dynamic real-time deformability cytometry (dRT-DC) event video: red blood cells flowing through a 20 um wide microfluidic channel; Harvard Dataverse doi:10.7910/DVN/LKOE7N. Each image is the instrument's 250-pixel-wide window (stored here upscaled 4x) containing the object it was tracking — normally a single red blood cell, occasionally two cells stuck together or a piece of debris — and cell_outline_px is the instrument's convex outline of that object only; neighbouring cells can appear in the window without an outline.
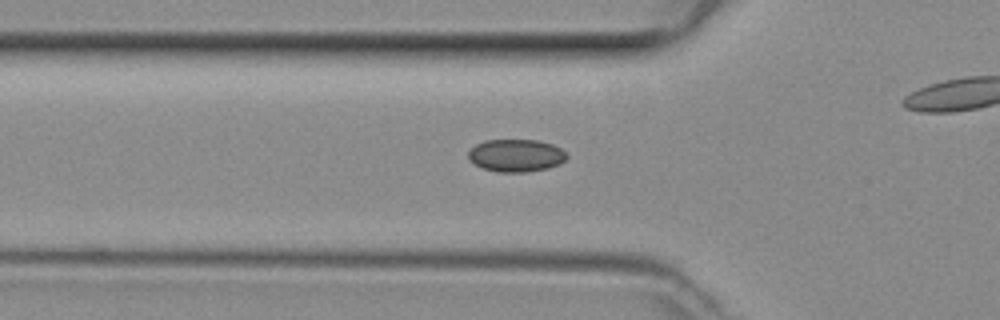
{"species": "common noctule bat (a hibernating species)", "species_latin": "Nyctalus noctula", "temperature_condition": "room temperature", "stored_images_in_passage": 38, "camera_frame_rate_fps": 3000, "um_per_image_px": 0.085, "animal": {"sex": "female", "body_mass_g": 29.2, "forearm_length_mm": 56.3}, "frame": {"image": 1, "passage_image": 14, "time_ms": 4.333, "image_size_px": [1000, 320], "cell_outline_px": [[568, 156], [560, 164], [548, 168], [528, 172], [500, 172], [484, 168], [468, 160], [468, 152], [476, 144], [484, 140], [540, 140], [552, 144], [560, 148]], "centroid_in_image_um": [43.87, 13.21], "position_along_channel_um": 81.9, "area_um2": 18.67}}
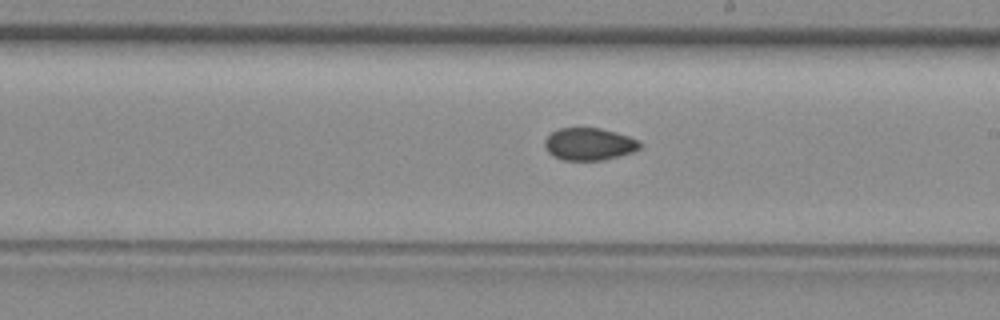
{"frame": {"image": 2, "passage_image": 25, "time_ms": 8.0, "image_size_px": [1000, 320], "cell_outline_px": [[640, 148], [632, 152], [600, 160], [564, 160], [552, 156], [548, 152], [544, 144], [544, 140], [552, 132], [560, 128], [600, 128], [616, 132], [640, 140]], "centroid_in_image_um": [50.06, 12.24], "position_along_channel_um": 238.9, "area_um2": 17.8}}
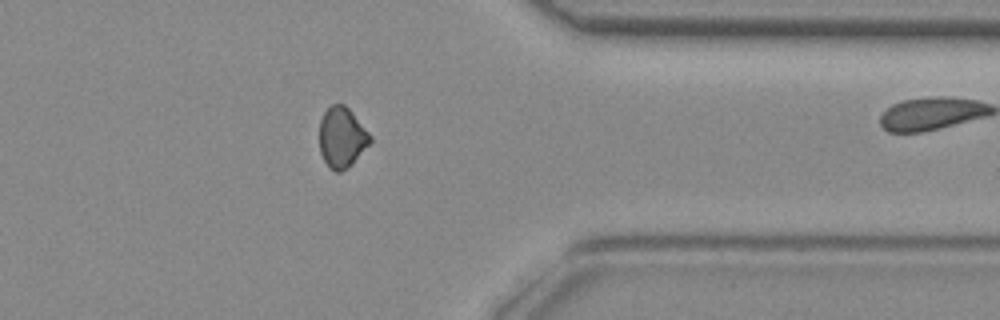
{"frame": {"image": 3, "passage_image": 36, "time_ms": 11.667, "image_size_px": [1000, 320], "cell_outline_px": [[372, 140], [352, 164], [348, 168], [340, 172], [336, 172], [328, 168], [320, 152], [320, 120], [324, 112], [332, 104], [344, 104], [352, 112], [372, 136]], "centroid_in_image_um": [29.05, 11.69], "position_along_channel_um": 382.3, "area_um2": 17.86}}